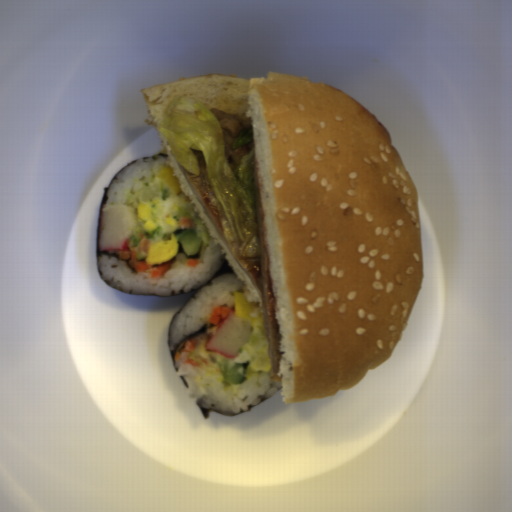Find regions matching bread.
I'll return each instance as SVG.
<instances>
[{"label":"bread","mask_w":512,"mask_h":512,"mask_svg":"<svg viewBox=\"0 0 512 512\" xmlns=\"http://www.w3.org/2000/svg\"><path fill=\"white\" fill-rule=\"evenodd\" d=\"M139 92L183 196L242 281L246 302L264 307L159 128L173 97L251 118L282 402L335 396L387 362L425 269L418 188L376 115L336 86L269 70L266 78L180 77Z\"/></svg>","instance_id":"8d2b1439"},{"label":"bread","mask_w":512,"mask_h":512,"mask_svg":"<svg viewBox=\"0 0 512 512\" xmlns=\"http://www.w3.org/2000/svg\"><path fill=\"white\" fill-rule=\"evenodd\" d=\"M191 150L195 154L197 162H199V163H201V164L206 166L205 157L202 155V153L200 151H197V150H194V149H191Z\"/></svg>","instance_id":"cb027b5d"}]
</instances>
